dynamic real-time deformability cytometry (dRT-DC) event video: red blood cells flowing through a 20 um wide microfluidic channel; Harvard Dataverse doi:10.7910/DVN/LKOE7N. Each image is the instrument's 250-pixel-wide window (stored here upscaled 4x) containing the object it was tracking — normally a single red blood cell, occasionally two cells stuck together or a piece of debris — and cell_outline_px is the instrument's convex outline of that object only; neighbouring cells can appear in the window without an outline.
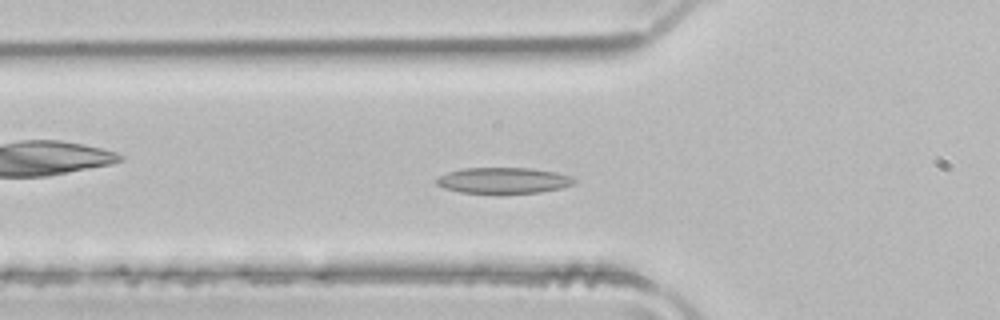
{"species": "common noctule bat (a hibernating species)", "species_latin": "Nyctalus noctula", "temperature_condition": "room temperature", "stored_images_in_passage": 50, "camera_frame_rate_fps": 3000, "um_per_image_px": 0.085, "animal": {"sex": "male", "body_mass_g": 21.5, "forearm_length_mm": 52.0}, "frame": {"image": 1, "passage_image": 17, "time_ms": 5.333, "image_size_px": [1000, 320], "cell_outline_px": [[576, 180], [572, 184], [560, 188], [540, 192], [460, 192], [444, 188], [436, 184], [436, 180], [440, 176], [448, 172], [464, 168], [532, 168], [572, 176]], "centroid_in_image_um": [42.78, 15.32], "position_along_channel_um": 83.0, "area_um2": 20.29}}
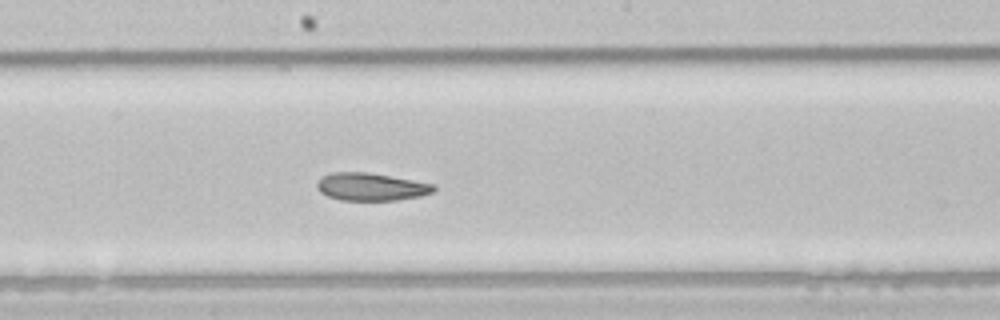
{"frame": {"image": 2, "passage_image": 27, "time_ms": 8.667, "image_size_px": [1000, 320], "cell_outline_px": [[436, 188], [432, 192], [420, 196], [396, 200], [340, 200], [328, 196], [320, 192], [316, 188], [316, 184], [324, 176], [332, 172], [368, 172], [436, 184]], "centroid_in_image_um": [31.55, 15.87], "position_along_channel_um": 216.7, "area_um2": 18.79}}
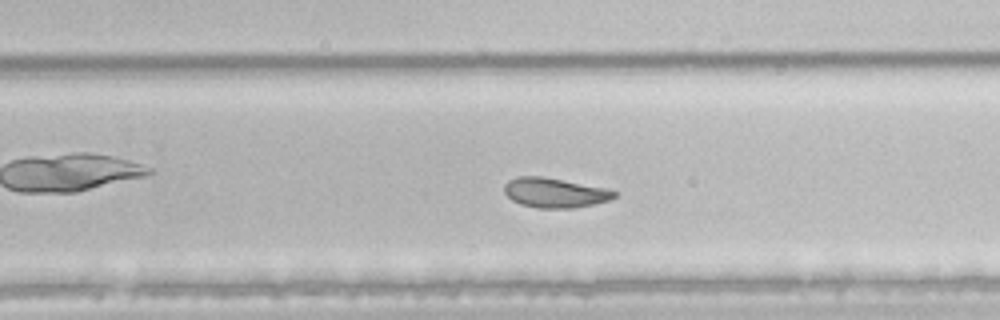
{"frame": {"image": 3, "passage_image": 32, "time_ms": 10.333, "image_size_px": [1000, 320], "cell_outline_px": [[616, 196], [608, 200], [592, 204], [572, 208], [540, 208], [520, 204], [512, 200], [504, 192], [504, 184], [508, 180], [516, 176], [540, 176], [608, 188], [616, 192]], "centroid_in_image_um": [47.12, 16.37], "position_along_channel_um": 282.7, "area_um2": 18.96}, "authors_computed_cell_mechanics": {"area_um2": 22.253, "velocity_mm_per_s": 3.9859, "shape_relaxation_time_tau1_ms": 8.8952, "shape_relaxation_time_tau2_ms": 3.3499, "deformation_change_tau1": 0.1824, "deformation_change_tau2": 0.0859}}